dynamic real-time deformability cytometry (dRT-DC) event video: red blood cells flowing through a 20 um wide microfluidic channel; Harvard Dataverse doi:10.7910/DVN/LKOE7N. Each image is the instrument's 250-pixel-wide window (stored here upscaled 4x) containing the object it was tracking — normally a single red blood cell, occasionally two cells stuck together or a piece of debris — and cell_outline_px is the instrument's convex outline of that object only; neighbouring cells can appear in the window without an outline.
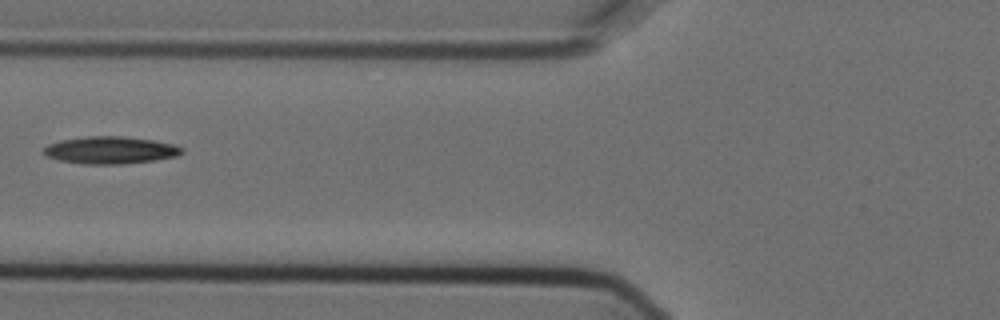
{"species": "Egyptian fruit bat (a non-hibernating species)", "species_latin": "Rousettus aegyptiacus", "temperature_condition": "cold", "stored_images_in_passage": 6, "camera_frame_rate_fps": 3000, "um_per_image_px": 0.085, "animal": {"sex": "female"}, "frame": {"image": 1, "passage_image": 6, "time_ms": 1.667, "image_size_px": [1000, 320], "cell_outline_px": [[184, 152], [176, 156], [152, 160], [120, 164], [84, 164], [60, 160], [48, 156], [44, 152], [44, 148], [48, 144], [60, 140], [84, 136], [124, 136], [152, 140], [172, 144], [184, 148]], "centroid_in_image_um": [9.38, 12.75], "position_along_channel_um": 116.4, "area_um2": 21.79}}